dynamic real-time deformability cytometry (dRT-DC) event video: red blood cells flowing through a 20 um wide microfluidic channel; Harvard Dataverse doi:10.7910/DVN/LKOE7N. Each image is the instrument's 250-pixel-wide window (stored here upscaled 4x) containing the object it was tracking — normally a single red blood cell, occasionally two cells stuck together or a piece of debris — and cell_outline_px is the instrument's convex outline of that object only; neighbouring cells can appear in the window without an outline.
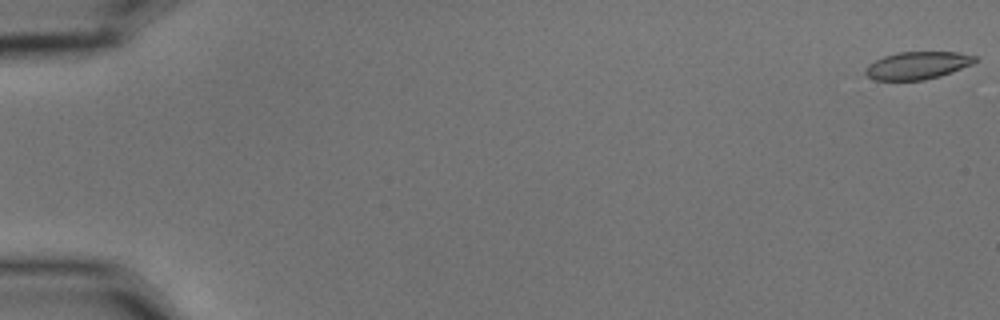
{"species": "common noctule bat (a hibernating species)", "species_latin": "Nyctalus noctula", "temperature_condition": "cold", "stored_images_in_passage": 3, "camera_frame_rate_fps": 3000, "um_per_image_px": 0.085, "animal": {"sex": "male", "body_mass_g": 15.6}, "frame": {"image": 1, "passage_image": 1, "time_ms": 0.0, "image_size_px": [1000, 320], "cell_outline_px": [[976, 60], [972, 64], [952, 72], [940, 76], [924, 80], [876, 80], [868, 76], [864, 72], [868, 64], [884, 56], [896, 52], [960, 52], [976, 56]], "centroid_in_image_um": [77.99, 5.56], "position_along_channel_um": 7.0, "area_um2": 17.57}}
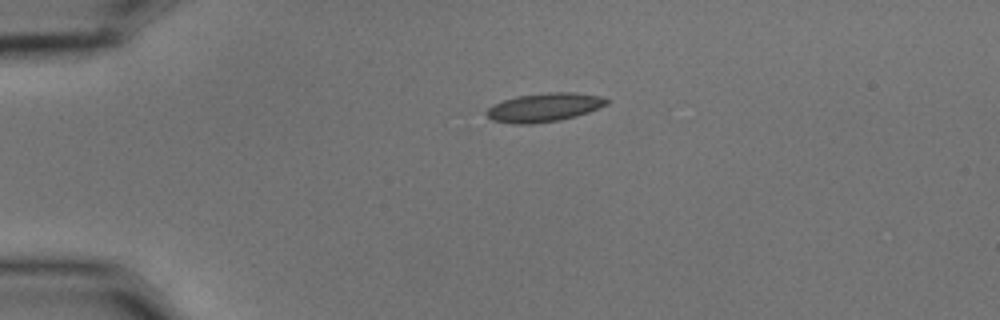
{"frame": {"image": 2, "passage_image": 3, "time_ms": 0.667, "image_size_px": [1000, 320], "cell_outline_px": [[608, 104], [588, 112], [576, 116], [560, 120], [532, 124], [512, 124], [492, 120], [484, 112], [492, 104], [516, 96], [548, 92], [576, 92], [600, 96], [608, 100]], "centroid_in_image_um": [46.23, 9.13], "position_along_channel_um": 38.8, "area_um2": 20.17}}